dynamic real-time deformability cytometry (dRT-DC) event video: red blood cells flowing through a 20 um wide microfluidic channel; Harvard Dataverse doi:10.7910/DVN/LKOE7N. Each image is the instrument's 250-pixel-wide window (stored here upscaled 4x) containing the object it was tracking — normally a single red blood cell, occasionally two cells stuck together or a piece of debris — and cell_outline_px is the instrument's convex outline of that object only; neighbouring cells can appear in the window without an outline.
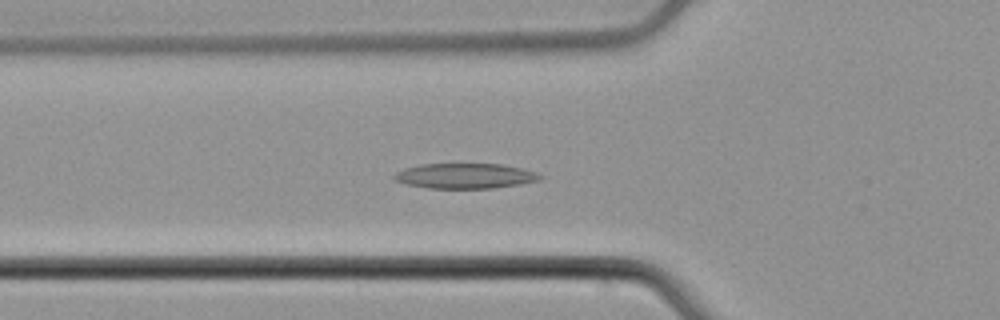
{"species": "common noctule bat (a hibernating species)", "species_latin": "Nyctalus noctula", "temperature_condition": "cold", "stored_images_in_passage": 51, "camera_frame_rate_fps": 3000, "um_per_image_px": 0.085, "animal": {"sex": "male", "body_mass_g": 21.5, "forearm_length_mm": 52.0}, "frame": {"image": 1, "passage_image": 17, "time_ms": 5.333, "image_size_px": [1000, 320], "cell_outline_px": [[544, 176], [540, 180], [520, 184], [492, 188], [428, 188], [408, 184], [396, 180], [392, 176], [396, 172], [404, 168], [420, 164], [500, 164], [524, 168], [536, 172]], "centroid_in_image_um": [39.56, 14.94], "position_along_channel_um": 86.2, "area_um2": 21.39}}
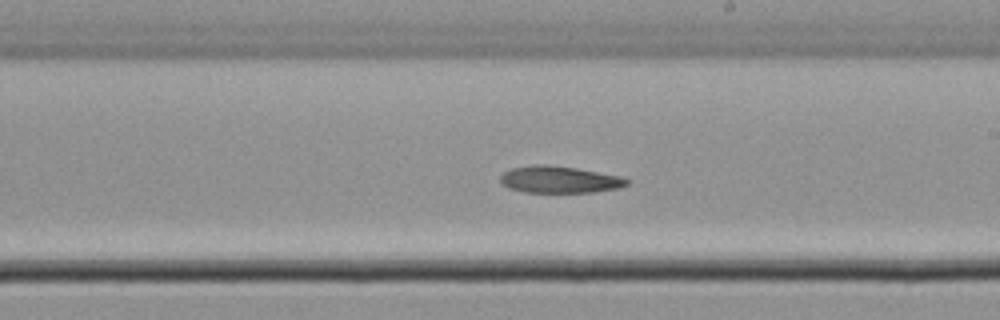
{"frame": {"image": 2, "passage_image": 29, "time_ms": 9.333, "image_size_px": [1000, 320], "cell_outline_px": [[632, 180], [628, 184], [620, 188], [592, 192], [524, 192], [508, 188], [500, 180], [500, 176], [504, 172], [512, 168], [540, 164], [576, 168], [620, 176]], "centroid_in_image_um": [47.58, 15.27], "position_along_channel_um": 241.4, "area_um2": 19.65}}
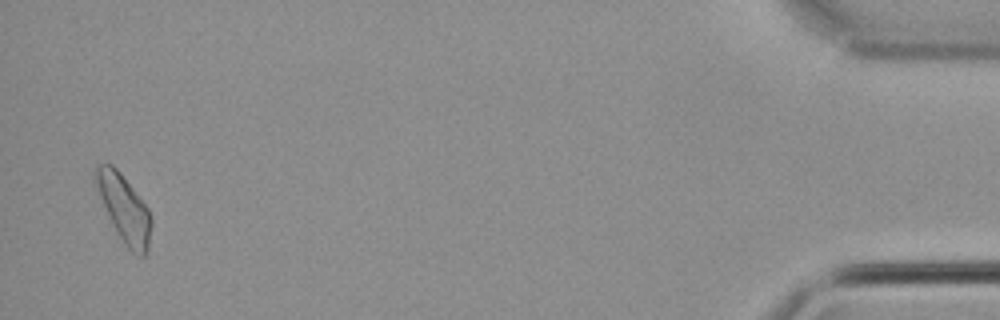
{"frame": {"image": 3, "passage_image": 50, "time_ms": 16.333, "image_size_px": [1000, 320], "cell_outline_px": [[152, 224], [148, 252], [144, 256], [140, 256], [132, 252], [124, 244], [92, 180], [92, 172], [100, 164], [112, 164], [120, 172], [148, 208], [152, 216]], "centroid_in_image_um": [10.57, 17.7], "position_along_channel_um": 424.6, "area_um2": 21.44}}